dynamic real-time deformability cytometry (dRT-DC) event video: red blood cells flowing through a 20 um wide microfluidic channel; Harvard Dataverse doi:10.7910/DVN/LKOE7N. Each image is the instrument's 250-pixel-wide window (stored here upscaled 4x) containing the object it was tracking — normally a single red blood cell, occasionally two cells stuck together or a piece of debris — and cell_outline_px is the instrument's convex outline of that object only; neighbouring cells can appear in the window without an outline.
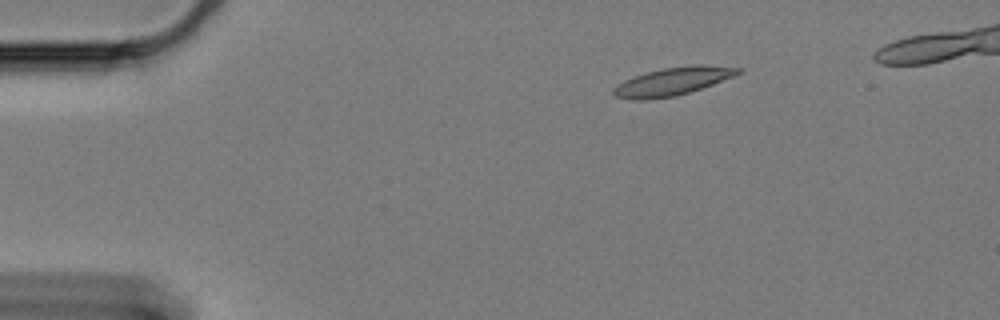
{"species": "Egyptian fruit bat (a non-hibernating species)", "species_latin": "Rousettus aegyptiacus", "temperature_condition": "cold", "stored_images_in_passage": 48, "camera_frame_rate_fps": 3000, "um_per_image_px": 0.085, "animal": {"sex": "female"}, "frame": {"image": 1, "passage_image": 1, "time_ms": 0.0, "image_size_px": [1000, 320], "cell_outline_px": [[744, 72], [712, 84], [676, 96], [644, 100], [636, 100], [616, 96], [612, 92], [612, 88], [624, 80], [632, 76], [644, 72], [664, 68], [696, 64], [700, 64], [744, 68]], "centroid_in_image_um": [57.18, 6.9], "position_along_channel_um": 27.8, "area_um2": 20.35}}
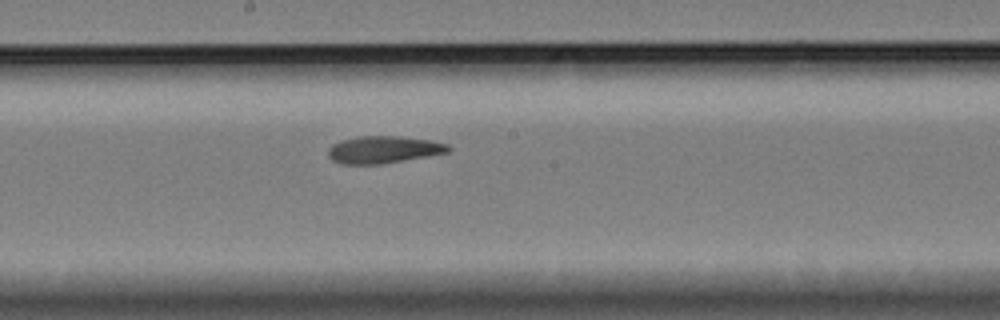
{"frame": {"image": 2, "passage_image": 24, "time_ms": 7.667, "image_size_px": [1000, 320], "cell_outline_px": [[452, 148], [448, 152], [428, 156], [380, 164], [340, 164], [332, 160], [328, 156], [328, 148], [332, 144], [340, 140], [356, 136], [400, 136], [432, 140], [448, 144]], "centroid_in_image_um": [32.58, 12.71], "position_along_channel_um": 215.6, "area_um2": 19.25}}
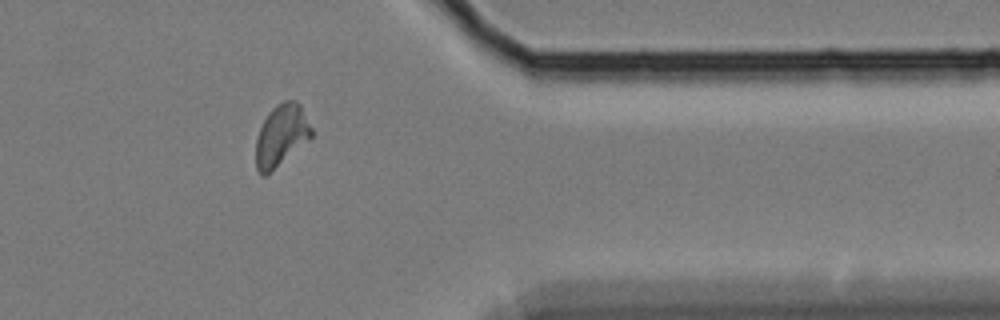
{"frame": {"image": 3, "passage_image": 41, "time_ms": 13.333, "image_size_px": [1000, 320], "cell_outline_px": [[312, 136], [308, 140], [264, 176], [260, 176], [256, 168], [256, 140], [260, 128], [268, 112], [276, 104], [284, 100], [296, 100], [300, 104], [312, 128]], "centroid_in_image_um": [23.9, 11.47], "position_along_channel_um": 387.5, "area_um2": 19.65}}